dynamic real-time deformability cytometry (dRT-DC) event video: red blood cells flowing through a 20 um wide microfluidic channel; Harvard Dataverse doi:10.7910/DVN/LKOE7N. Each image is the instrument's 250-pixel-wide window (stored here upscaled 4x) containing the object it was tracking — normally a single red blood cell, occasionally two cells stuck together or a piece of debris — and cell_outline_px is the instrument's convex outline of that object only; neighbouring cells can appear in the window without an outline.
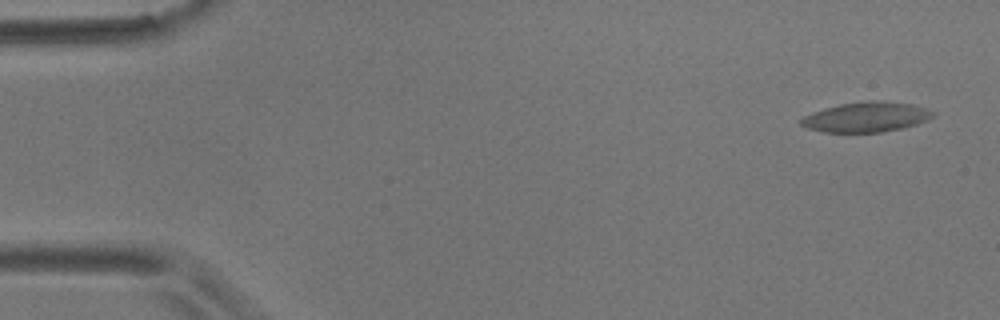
{"species": "common noctule bat (a hibernating species)", "species_latin": "Nyctalus noctula", "temperature_condition": "room temperature", "stored_images_in_passage": 5, "camera_frame_rate_fps": 3000, "um_per_image_px": 0.085, "animal": {"sex": "male", "body_mass_g": 17.9}, "frame": {"image": 1, "passage_image": 1, "time_ms": 0.0, "image_size_px": [1000, 320], "cell_outline_px": [[936, 112], [928, 120], [904, 128], [880, 132], [824, 132], [808, 128], [800, 124], [800, 120], [804, 116], [812, 112], [824, 108], [840, 104], [868, 100], [884, 100], [912, 104]], "centroid_in_image_um": [73.64, 9.94], "position_along_channel_um": 11.4, "area_um2": 23.12}}